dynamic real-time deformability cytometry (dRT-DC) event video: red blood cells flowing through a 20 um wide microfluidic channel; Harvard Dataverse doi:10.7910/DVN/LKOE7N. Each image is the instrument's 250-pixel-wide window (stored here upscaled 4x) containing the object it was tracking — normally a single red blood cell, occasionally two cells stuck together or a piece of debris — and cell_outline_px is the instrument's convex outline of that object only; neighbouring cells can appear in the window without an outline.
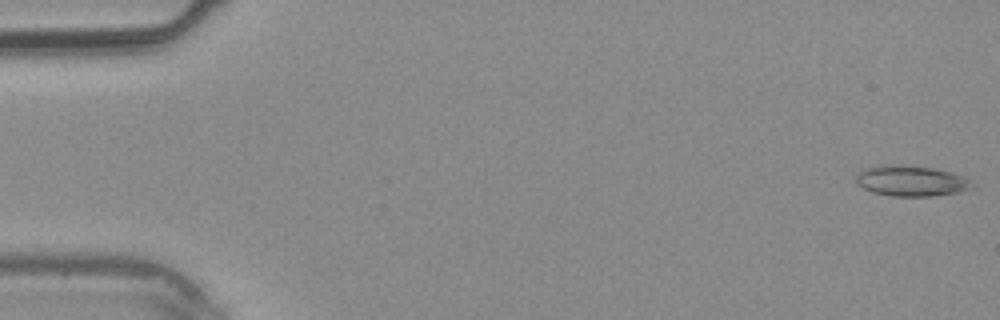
{"species": "common noctule bat (a hibernating species)", "species_latin": "Nyctalus noctula", "temperature_condition": "warm", "stored_images_in_passage": 39, "camera_frame_rate_fps": 3000, "um_per_image_px": 0.085, "animal": {"sex": "male", "body_mass_g": 20.4}, "frame": {"image": 1, "passage_image": 1, "time_ms": 0.0, "image_size_px": [1000, 320], "cell_outline_px": [[976, 188], [960, 192], [932, 196], [892, 196], [872, 192], [860, 188], [856, 184], [856, 176], [864, 168], [880, 164], [900, 164], [936, 168], [952, 172], [964, 176], [972, 180]], "centroid_in_image_um": [77.48, 15.37], "position_along_channel_um": 7.5, "area_um2": 21.39}}
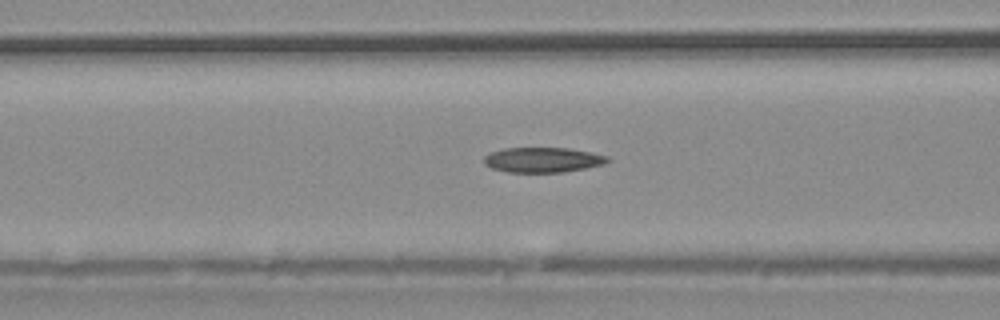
{"frame": {"image": 2, "passage_image": 16, "time_ms": 5.0, "image_size_px": [1000, 320], "cell_outline_px": [[612, 160], [604, 164], [564, 172], [508, 172], [492, 168], [484, 164], [484, 156], [488, 152], [504, 148], [568, 148], [592, 152], [608, 156]], "centroid_in_image_um": [46.13, 13.58], "position_along_channel_um": 120.5, "area_um2": 18.15}}
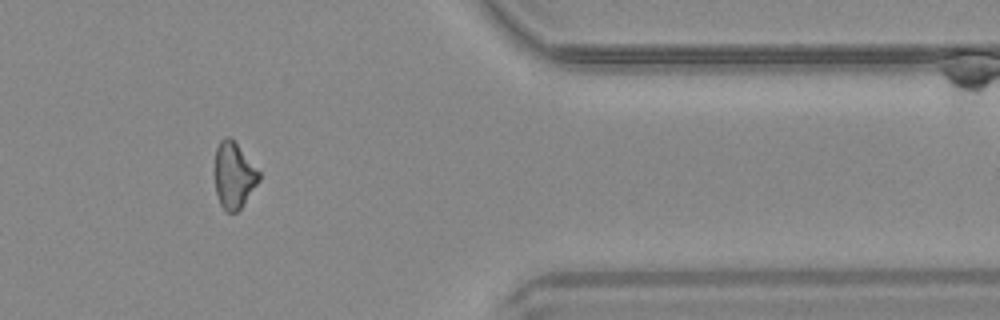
{"frame": {"image": 3, "passage_image": 33, "time_ms": 10.667, "image_size_px": [1000, 320], "cell_outline_px": [[260, 180], [244, 204], [236, 212], [228, 212], [220, 204], [216, 192], [216, 148], [220, 140], [224, 136], [228, 136], [236, 144], [260, 172]], "centroid_in_image_um": [19.89, 14.92], "position_along_channel_um": 391.5, "area_um2": 16.65}}